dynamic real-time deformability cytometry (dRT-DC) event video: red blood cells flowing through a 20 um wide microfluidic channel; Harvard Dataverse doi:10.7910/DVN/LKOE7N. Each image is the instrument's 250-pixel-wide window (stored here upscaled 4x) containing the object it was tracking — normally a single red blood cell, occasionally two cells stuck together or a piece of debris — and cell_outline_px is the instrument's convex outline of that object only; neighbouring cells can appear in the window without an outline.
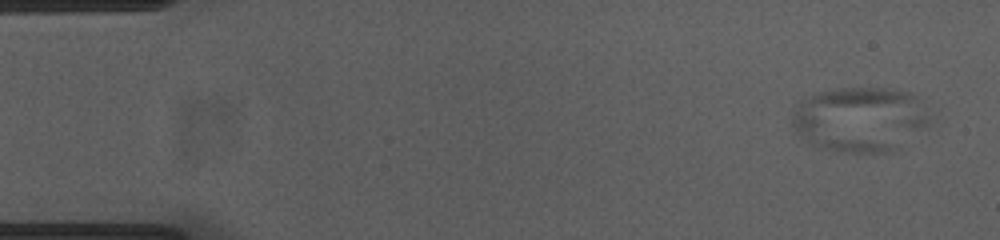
{"species": "common noctule bat (a hibernating species)", "species_latin": "Nyctalus noctula", "temperature_condition": "cold", "stored_images_in_passage": 10, "camera_frame_rate_fps": 3000, "um_per_image_px": 0.085, "animal": {"sex": "female", "body_mass_g": 23.0, "forearm_length_mm": 53.4}, "frame": {"image": 1, "passage_image": 1, "time_ms": 0.0, "image_size_px": [1000, 240], "cell_outline_px": [[940, 116], [928, 128], [892, 148], [880, 152], [852, 152], [828, 148], [800, 136], [792, 128], [792, 112], [796, 104], [820, 92], [840, 88], [880, 88], [912, 92]], "centroid_in_image_um": [73.25, 10.08], "position_along_channel_um": 11.7, "area_um2": 52.19}}